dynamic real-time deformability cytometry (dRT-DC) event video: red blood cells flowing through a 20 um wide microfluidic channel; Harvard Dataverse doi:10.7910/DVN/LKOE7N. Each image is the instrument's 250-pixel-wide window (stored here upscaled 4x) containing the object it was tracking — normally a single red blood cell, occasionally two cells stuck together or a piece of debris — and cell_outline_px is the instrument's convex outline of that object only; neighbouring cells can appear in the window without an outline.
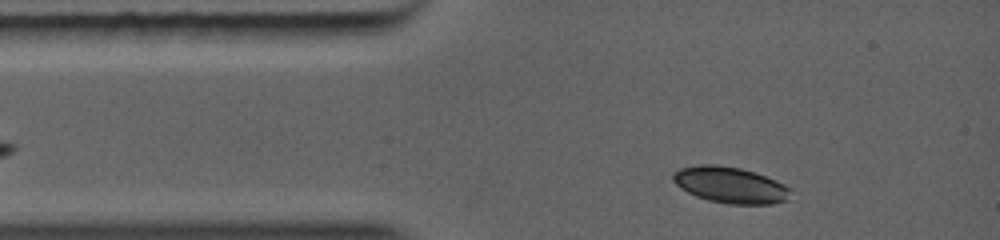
{"species": "common noctule bat (a hibernating species)", "species_latin": "Nyctalus noctula", "temperature_condition": "warm", "stored_images_in_passage": 7, "camera_frame_rate_fps": 5000, "um_per_image_px": 0.085, "animal": {"sex": "female", "body_mass_g": 19.0, "forearm_length_mm": 56.7}, "frame": {"image": 1, "passage_image": 2, "time_ms": 0.8, "image_size_px": [1000, 240], "cell_outline_px": [[788, 200], [772, 204], [728, 204], [708, 200], [696, 196], [680, 188], [672, 180], [672, 172], [680, 168], [700, 164], [716, 164], [740, 168], [776, 180], [784, 184], [788, 188]], "centroid_in_image_um": [62.02, 15.72], "position_along_channel_um": 23.0, "area_um2": 24.68}}
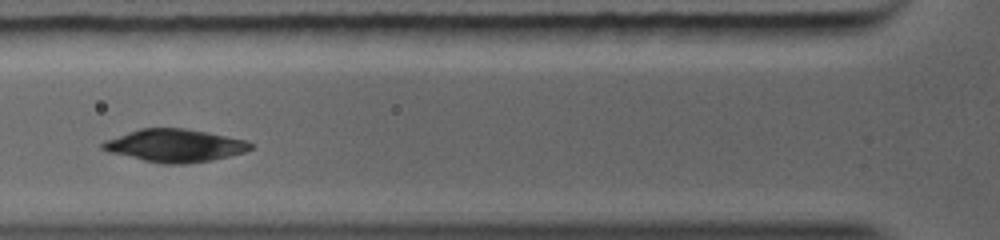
{"frame": {"image": 2, "passage_image": 5, "time_ms": 3.2, "image_size_px": [1000, 240], "cell_outline_px": [[252, 148], [244, 152], [212, 160], [184, 164], [164, 164], [144, 160], [108, 152], [100, 148], [100, 144], [104, 140], [140, 128], [184, 128], [208, 132], [248, 140], [252, 144]], "centroid_in_image_um": [14.85, 12.37], "position_along_channel_um": 111.0, "area_um2": 28.26}}
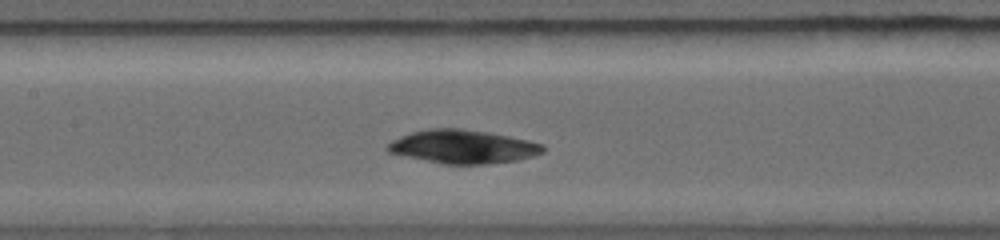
{"frame": {"image": 3, "passage_image": 7, "time_ms": 4.4, "image_size_px": [1000, 240], "cell_outline_px": [[544, 152], [532, 156], [516, 160], [488, 164], [444, 164], [388, 152], [384, 148], [384, 144], [400, 136], [412, 132], [428, 128], [460, 128], [488, 132], [528, 140], [544, 144]], "centroid_in_image_um": [39.32, 12.46], "position_along_channel_um": 168.1, "area_um2": 30.35}}